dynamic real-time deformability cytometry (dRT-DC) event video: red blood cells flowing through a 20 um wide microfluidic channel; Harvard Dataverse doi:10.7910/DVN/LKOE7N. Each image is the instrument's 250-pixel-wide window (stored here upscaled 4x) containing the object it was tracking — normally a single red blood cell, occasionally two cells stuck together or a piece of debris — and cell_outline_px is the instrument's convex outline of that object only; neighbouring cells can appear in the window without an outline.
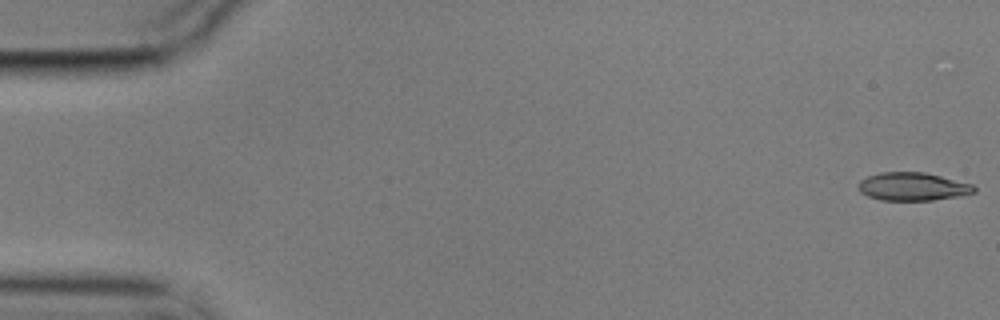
{"species": "common noctule bat (a hibernating species)", "species_latin": "Nyctalus noctula", "temperature_condition": "cold", "stored_images_in_passage": 54, "camera_frame_rate_fps": 3000, "um_per_image_px": 0.085, "animal": {"sex": "male", "body_mass_g": 17.9}, "frame": {"image": 1, "passage_image": 1, "time_ms": 0.0, "image_size_px": [1000, 320], "cell_outline_px": [[976, 192], [960, 196], [932, 200], [880, 200], [868, 196], [860, 192], [856, 184], [860, 180], [868, 176], [880, 172], [924, 172], [972, 184], [976, 188]], "centroid_in_image_um": [77.55, 15.86], "position_along_channel_um": 7.4, "area_um2": 19.02}}
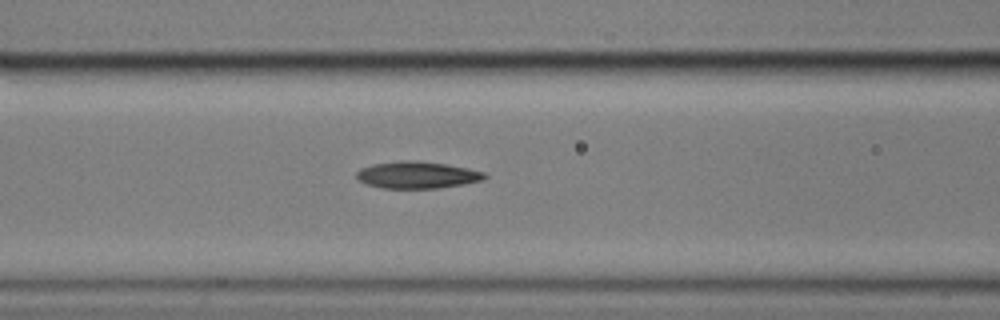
{"frame": {"image": 2, "passage_image": 23, "time_ms": 7.333, "image_size_px": [1000, 320], "cell_outline_px": [[488, 176], [484, 180], [464, 184], [436, 188], [384, 188], [368, 184], [356, 180], [356, 172], [360, 168], [372, 164], [400, 160], [416, 160], [444, 164], [468, 168], [484, 172]], "centroid_in_image_um": [35.44, 14.86], "position_along_channel_um": 131.2, "area_um2": 20.17}}
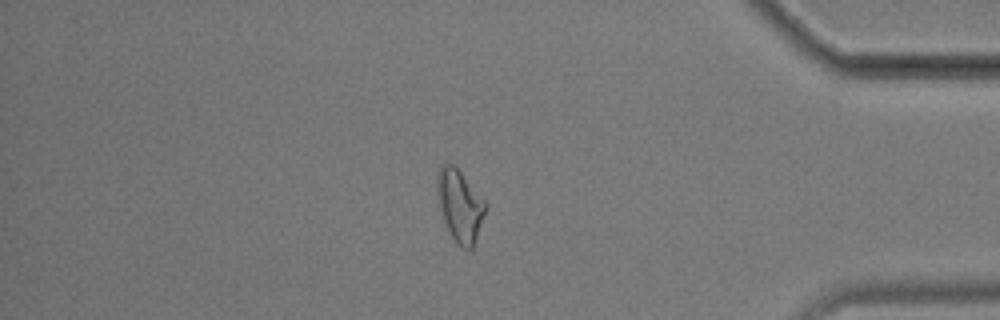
{"frame": {"image": 3, "passage_image": 46, "time_ms": 15.0, "image_size_px": [1000, 320], "cell_outline_px": [[488, 208], [472, 248], [468, 252], [456, 244], [444, 220], [440, 208], [436, 192], [436, 176], [440, 164], [452, 164], [460, 172], [488, 204]], "centroid_in_image_um": [39.09, 17.49], "position_along_channel_um": 396.1, "area_um2": 20.29}, "authors_computed_cell_mechanics": {"area_um2": 19.7098, "velocity_mm_per_s": 3.5576, "shape_relaxation_time_tau1_ms": 5.8708, "shape_relaxation_time_tau2_ms": 3.8807, "deformation_change_tau1": 0.169, "deformation_change_tau2": 0.1199}}